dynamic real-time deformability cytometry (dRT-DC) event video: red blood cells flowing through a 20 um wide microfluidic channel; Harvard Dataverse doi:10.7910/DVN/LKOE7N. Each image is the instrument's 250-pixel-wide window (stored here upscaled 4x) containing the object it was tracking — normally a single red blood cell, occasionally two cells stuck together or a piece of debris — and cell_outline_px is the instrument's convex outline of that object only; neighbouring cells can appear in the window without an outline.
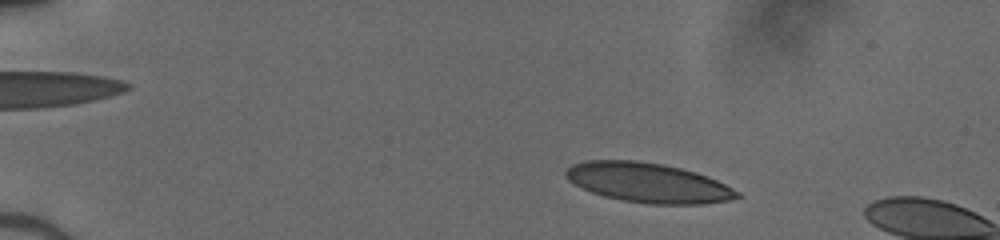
{"species": "human", "species_latin": "Homo sapiens", "temperature_condition": "cold", "stored_images_in_passage": 8, "camera_frame_rate_fps": 3000, "um_per_image_px": 0.085, "donor": {"sex": "male"}, "frame": {"image": 1, "passage_image": 3, "time_ms": 0.667, "image_size_px": [1000, 240], "cell_outline_px": [[740, 196], [728, 200], [704, 204], [648, 204], [624, 200], [604, 196], [592, 192], [568, 180], [564, 176], [564, 172], [572, 164], [584, 160], [636, 160], [664, 164], [680, 168], [708, 176], [740, 192]], "centroid_in_image_um": [55.07, 15.52], "position_along_channel_um": 29.9, "area_um2": 39.42}}